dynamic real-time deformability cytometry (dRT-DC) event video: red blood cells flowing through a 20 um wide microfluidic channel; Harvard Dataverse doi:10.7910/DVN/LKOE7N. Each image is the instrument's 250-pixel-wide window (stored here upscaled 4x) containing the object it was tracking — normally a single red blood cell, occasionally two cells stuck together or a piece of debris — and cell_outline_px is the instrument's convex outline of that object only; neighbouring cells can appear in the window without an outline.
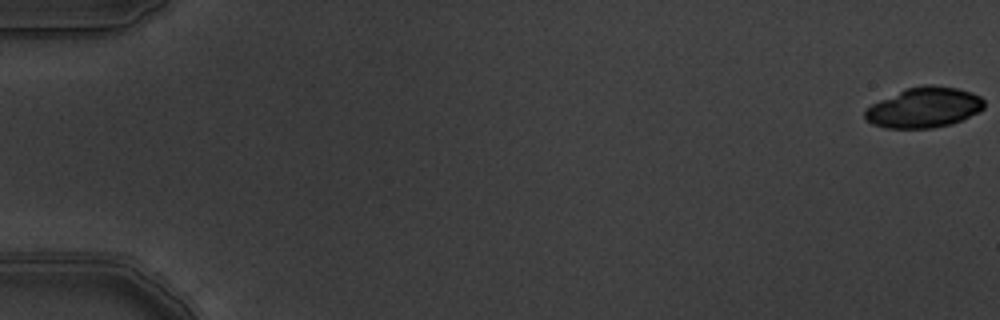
{"species": "common noctule bat (a hibernating species)", "species_latin": "Nyctalus noctula", "temperature_condition": "warm", "stored_images_in_passage": 7, "segment_of_instrument_passage": [1, 2], "camera_frame_rate_fps": 3000, "um_per_image_px": 0.085, "animal": {"sex": "male", "body_mass_g": 19.5, "forearm_length_mm": 54.6}, "frame": {"image": 1, "passage_image": 1, "time_ms": 0.0, "image_size_px": [1000, 320], "cell_outline_px": [[984, 108], [952, 124], [932, 128], [884, 128], [872, 124], [864, 116], [864, 112], [872, 104], [880, 100], [908, 88], [924, 84], [932, 84], [956, 88], [972, 92], [980, 96], [984, 100]], "centroid_in_image_um": [78.55, 9.14], "position_along_channel_um": 6.5, "area_um2": 27.74}}